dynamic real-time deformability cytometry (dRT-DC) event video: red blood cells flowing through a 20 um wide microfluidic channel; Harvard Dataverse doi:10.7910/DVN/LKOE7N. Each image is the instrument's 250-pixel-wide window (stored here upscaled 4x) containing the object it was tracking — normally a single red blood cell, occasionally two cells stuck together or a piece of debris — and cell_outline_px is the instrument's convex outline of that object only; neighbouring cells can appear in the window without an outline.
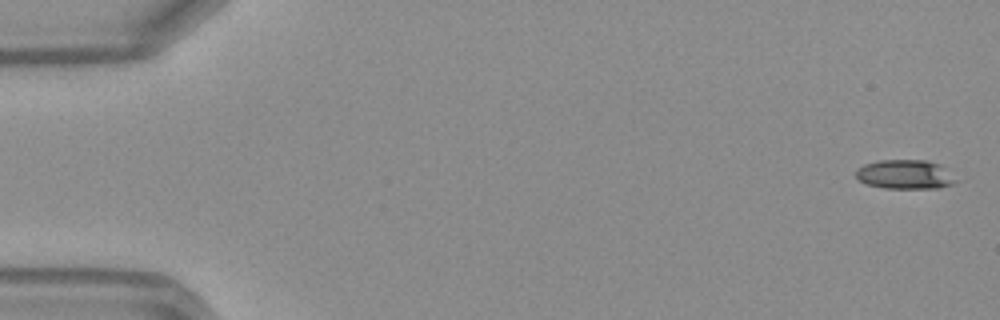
{"species": "Egyptian fruit bat (a non-hibernating species)", "species_latin": "Rousettus aegyptiacus", "temperature_condition": "warm", "stored_images_in_passage": 49, "camera_frame_rate_fps": 3000, "um_per_image_px": 0.085, "frame": {"image": 1, "passage_image": 1, "time_ms": 0.0, "image_size_px": [1000, 320], "cell_outline_px": [[960, 180], [952, 184], [936, 188], [884, 188], [864, 184], [856, 176], [856, 168], [864, 164], [880, 160], [928, 160], [940, 164]], "centroid_in_image_um": [76.94, 14.82], "position_along_channel_um": 8.1, "area_um2": 17.22}}
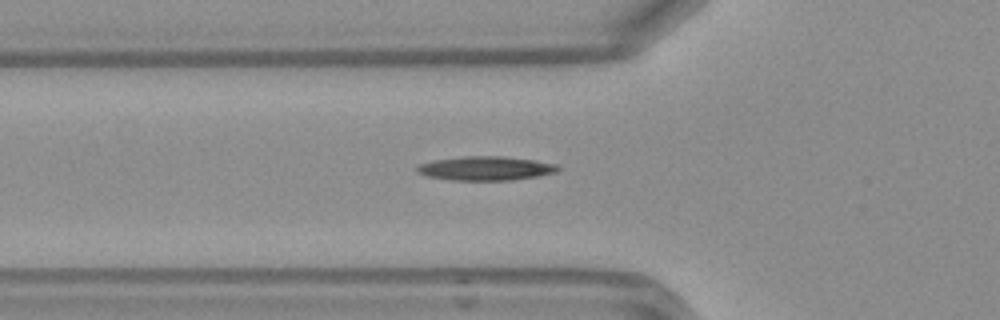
{"frame": {"image": 2, "passage_image": 17, "time_ms": 5.333, "image_size_px": [1000, 320], "cell_outline_px": [[560, 168], [556, 172], [536, 176], [512, 180], [452, 180], [424, 176], [416, 172], [416, 168], [420, 164], [436, 160], [464, 156], [504, 156], [532, 160], [556, 164]], "centroid_in_image_um": [41.25, 14.31], "position_along_channel_um": 84.6, "area_um2": 19.59}}
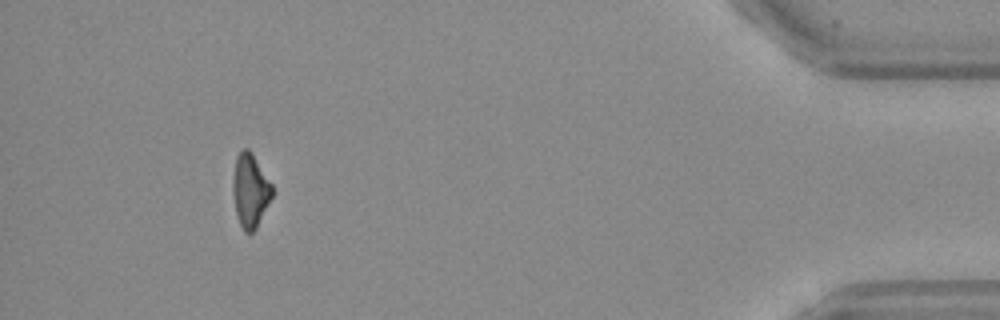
{"frame": {"image": 3, "passage_image": 45, "time_ms": 14.667, "image_size_px": [1000, 320], "cell_outline_px": [[272, 196], [256, 228], [252, 232], [244, 232], [240, 224], [236, 212], [232, 192], [232, 180], [236, 156], [244, 148], [248, 148], [252, 152], [272, 184]], "centroid_in_image_um": [21.25, 16.16], "position_along_channel_um": 413.9, "area_um2": 16.76}, "authors_computed_cell_mechanics": {"area_um2": 17.9758, "velocity_mm_per_s": 4.1888, "shape_relaxation_time_tau1_ms": 8.3462, "shape_relaxation_time_tau2_ms": null, "deformation_change_tau1": 0.2021, "deformation_change_tau2": null}}